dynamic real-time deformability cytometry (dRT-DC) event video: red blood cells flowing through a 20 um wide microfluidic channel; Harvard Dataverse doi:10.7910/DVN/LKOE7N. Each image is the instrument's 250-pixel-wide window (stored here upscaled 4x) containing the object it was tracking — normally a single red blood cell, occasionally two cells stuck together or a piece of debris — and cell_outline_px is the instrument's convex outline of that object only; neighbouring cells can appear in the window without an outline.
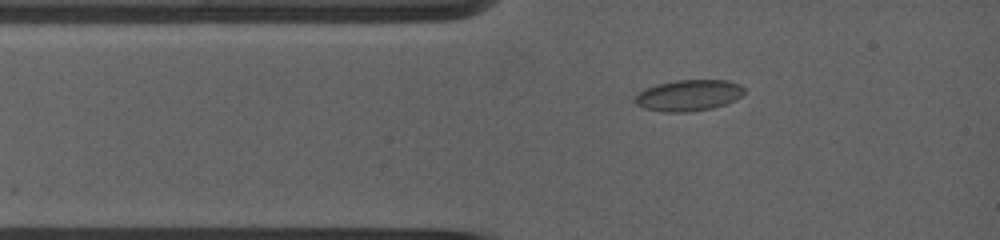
{"species": "common noctule bat (a hibernating species)", "species_latin": "Nyctalus noctula", "temperature_condition": "warm", "stored_images_in_passage": 2, "camera_frame_rate_fps": 5000, "um_per_image_px": 0.085, "animal": {"sex": "female", "body_mass_g": 19.0, "forearm_length_mm": 53.3}, "frame": {"image": 1, "passage_image": 1, "time_ms": 0.0, "image_size_px": [1000, 240], "cell_outline_px": [[744, 92], [740, 96], [724, 104], [708, 108], [648, 108], [636, 104], [632, 100], [640, 92], [648, 88], [660, 84], [680, 80], [728, 80], [740, 84], [744, 88]], "centroid_in_image_um": [58.61, 8.01], "position_along_channel_um": 26.4, "area_um2": 18.09}}